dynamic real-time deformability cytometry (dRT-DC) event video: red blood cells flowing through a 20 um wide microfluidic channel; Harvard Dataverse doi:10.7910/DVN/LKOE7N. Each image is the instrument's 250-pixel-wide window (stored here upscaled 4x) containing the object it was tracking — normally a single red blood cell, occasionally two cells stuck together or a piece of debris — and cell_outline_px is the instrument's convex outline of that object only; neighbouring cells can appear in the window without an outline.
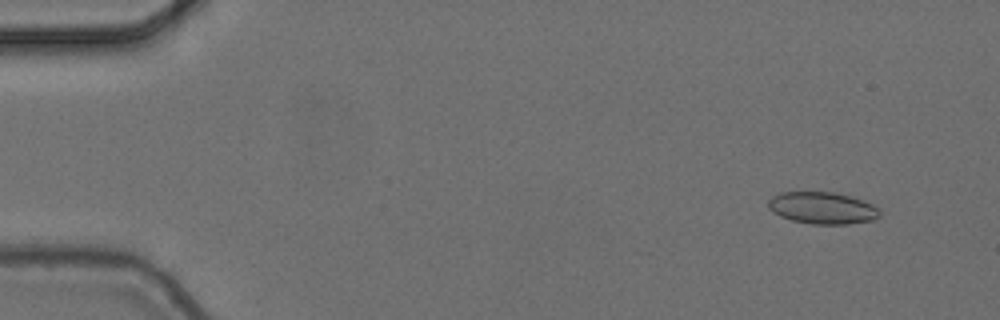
{"species": "common noctule bat (a hibernating species)", "species_latin": "Nyctalus noctula", "temperature_condition": "cold", "stored_images_in_passage": 4, "camera_frame_rate_fps": 3000, "um_per_image_px": 0.085, "animal": {"sex": "female", "body_mass_g": 24.6, "forearm_length_mm": 56.2}, "frame": {"image": 1, "passage_image": 2, "time_ms": 0.333, "image_size_px": [1000, 320], "cell_outline_px": [[880, 216], [872, 220], [848, 224], [812, 224], [792, 220], [780, 216], [772, 212], [768, 208], [768, 200], [772, 196], [780, 192], [836, 192], [864, 200], [872, 204], [880, 212]], "centroid_in_image_um": [69.88, 17.67], "position_along_channel_um": 15.1, "area_um2": 20.81}}
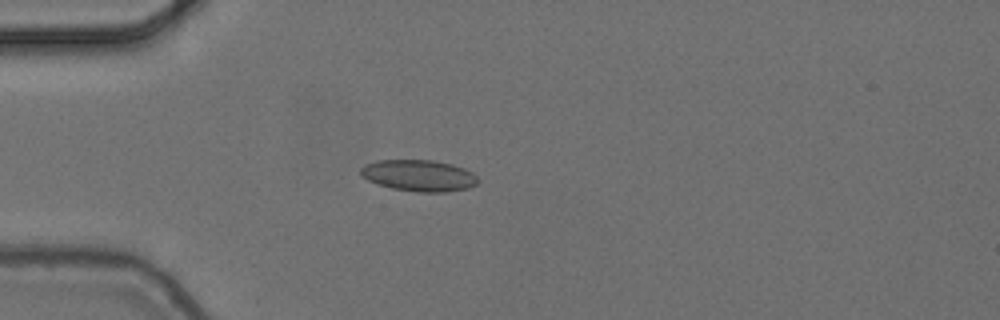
{"frame": {"image": 2, "passage_image": 3, "time_ms": 0.667, "image_size_px": [1000, 320], "cell_outline_px": [[476, 184], [468, 188], [444, 192], [416, 192], [392, 188], [376, 184], [368, 180], [360, 172], [360, 168], [364, 164], [376, 160], [432, 160], [452, 164], [464, 168], [472, 172], [476, 176]], "centroid_in_image_um": [35.58, 14.91], "position_along_channel_um": 49.4, "area_um2": 21.44}}